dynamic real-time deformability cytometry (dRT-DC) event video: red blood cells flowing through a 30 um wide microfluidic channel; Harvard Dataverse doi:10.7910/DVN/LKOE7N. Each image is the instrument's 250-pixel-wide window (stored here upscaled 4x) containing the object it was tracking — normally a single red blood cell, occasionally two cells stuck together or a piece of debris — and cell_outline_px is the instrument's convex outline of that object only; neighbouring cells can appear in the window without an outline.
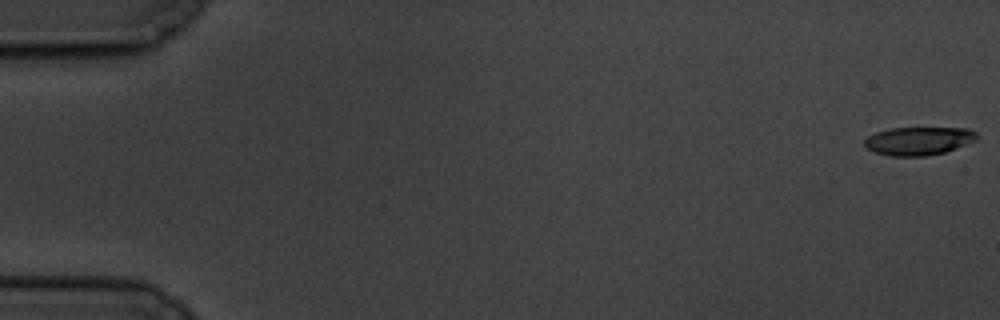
{"species": "common noctule bat (a hibernating species)", "species_latin": "Nyctalus noctula", "temperature_condition": "cold", "stored_images_in_passage": 59, "camera_frame_rate_fps": 3000, "um_per_image_px": 0.085, "animal": {"sex": "male", "body_mass_g": 19.5, "forearm_length_mm": 54.6}, "frame": {"image": 1, "passage_image": 1, "time_ms": 0.0, "image_size_px": [1000, 320], "cell_outline_px": [[980, 136], [976, 140], [956, 148], [944, 152], [928, 156], [888, 156], [876, 152], [868, 148], [864, 144], [864, 140], [868, 136], [876, 132], [888, 128], [968, 128], [976, 132]], "centroid_in_image_um": [78.1, 11.97], "position_along_channel_um": 6.9, "area_um2": 18.55}}
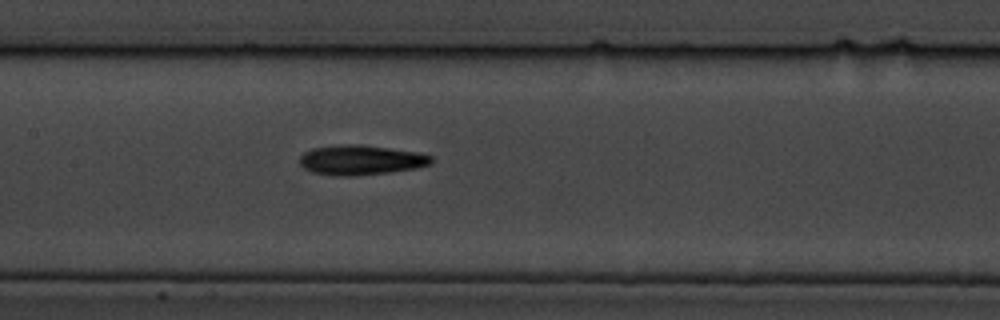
{"frame": {"image": 2, "passage_image": 30, "time_ms": 9.667, "image_size_px": [1000, 320], "cell_outline_px": [[432, 164], [416, 168], [388, 172], [352, 176], [332, 176], [312, 172], [304, 168], [300, 164], [300, 156], [304, 152], [312, 148], [340, 144], [356, 144], [420, 152], [432, 156]], "centroid_in_image_um": [30.66, 13.6], "position_along_channel_um": 176.7, "area_um2": 22.95}}
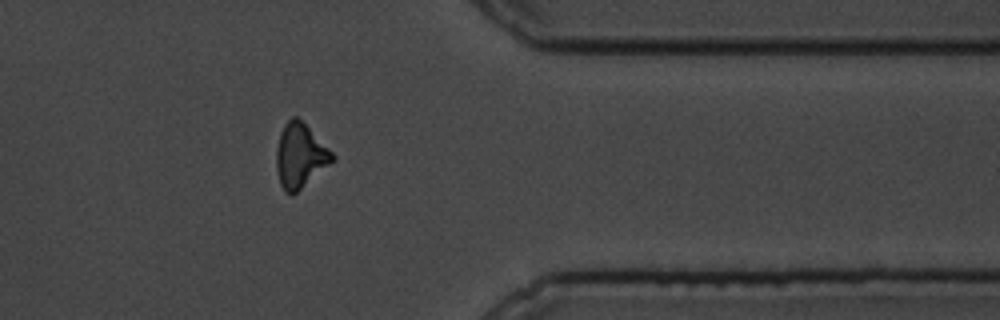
{"frame": {"image": 3, "passage_image": 50, "time_ms": 16.333, "image_size_px": [1000, 320], "cell_outline_px": [[336, 160], [292, 196], [284, 192], [280, 184], [276, 168], [276, 152], [280, 132], [284, 124], [292, 116], [296, 116], [336, 156]], "centroid_in_image_um": [25.5, 13.28], "position_along_channel_um": 385.9, "area_um2": 20.92}, "authors_computed_cell_mechanics": {"area_um2": 20.6924, "velocity_mm_per_s": 3.3324, "shape_relaxation_time_tau1_ms": 3.3665, "shape_relaxation_time_tau2_ms": 4.9894, "deformation_change_tau1": 0.1152, "deformation_change_tau2": 0.1376}}